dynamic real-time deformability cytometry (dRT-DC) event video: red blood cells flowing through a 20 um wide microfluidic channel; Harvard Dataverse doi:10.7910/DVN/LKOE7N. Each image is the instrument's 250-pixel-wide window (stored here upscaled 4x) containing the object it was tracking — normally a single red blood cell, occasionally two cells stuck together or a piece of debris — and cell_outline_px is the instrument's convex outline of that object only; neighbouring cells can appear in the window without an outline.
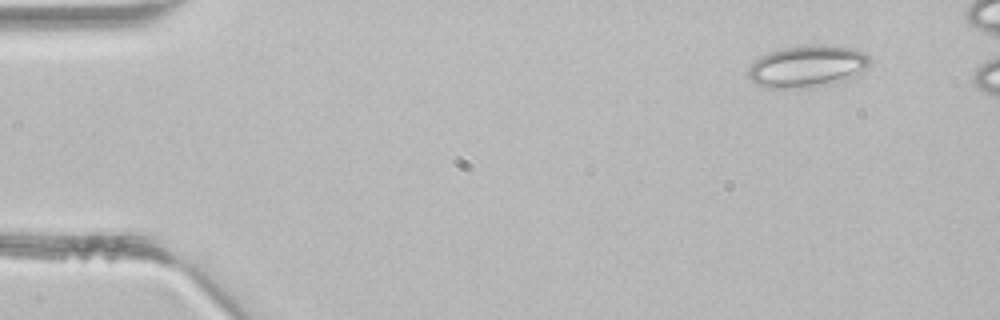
{"species": "common noctule bat (a hibernating species)", "species_latin": "Nyctalus noctula", "temperature_condition": "room temperature", "stored_images_in_passage": 4, "camera_frame_rate_fps": 3000, "um_per_image_px": 0.085, "animal": {"sex": "male", "body_mass_g": 21.5, "forearm_length_mm": 52.0}, "frame": {"image": 1, "passage_image": 1, "time_ms": 0.0, "image_size_px": [1000, 320], "cell_outline_px": [[872, 60], [864, 68], [844, 80], [820, 84], [784, 88], [768, 88], [756, 84], [748, 76], [748, 68], [760, 56], [784, 48], [804, 44], [820, 44], [848, 48], [864, 52]], "centroid_in_image_um": [68.57, 5.6], "position_along_channel_um": 16.4, "area_um2": 28.78}}